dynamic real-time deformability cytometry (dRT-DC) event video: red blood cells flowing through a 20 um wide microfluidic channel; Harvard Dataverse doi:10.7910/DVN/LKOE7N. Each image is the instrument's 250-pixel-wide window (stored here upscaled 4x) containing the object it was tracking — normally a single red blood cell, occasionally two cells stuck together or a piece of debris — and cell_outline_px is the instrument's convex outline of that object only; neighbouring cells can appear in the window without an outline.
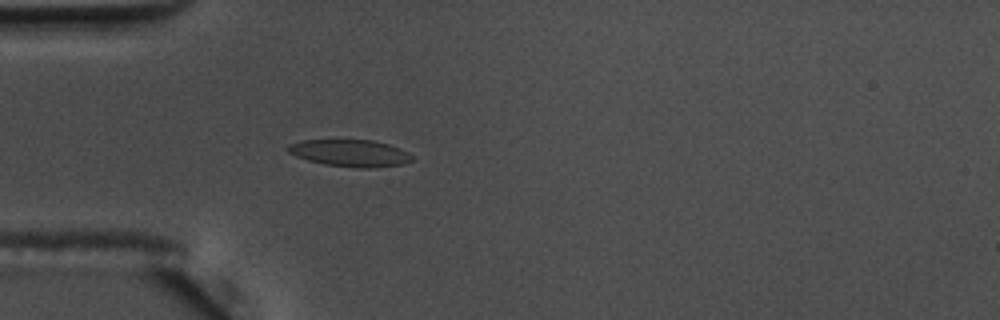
{"species": "common noctule bat (a hibernating species)", "species_latin": "Nyctalus noctula", "temperature_condition": "warm", "stored_images_in_passage": 41, "camera_frame_rate_fps": 3000, "um_per_image_px": 0.085, "animal": {"sex": "male", "body_mass_g": 17.5, "forearm_length_mm": 52.3}, "frame": {"image": 1, "passage_image": 1, "time_ms": 0.0, "image_size_px": [1000, 320], "cell_outline_px": [[412, 160], [404, 164], [372, 168], [360, 168], [324, 164], [308, 160], [296, 156], [288, 152], [288, 144], [300, 140], [372, 140], [388, 144], [400, 148], [408, 152], [412, 156]], "centroid_in_image_um": [29.77, 13.01], "position_along_channel_um": 55.2, "area_um2": 19.48}}
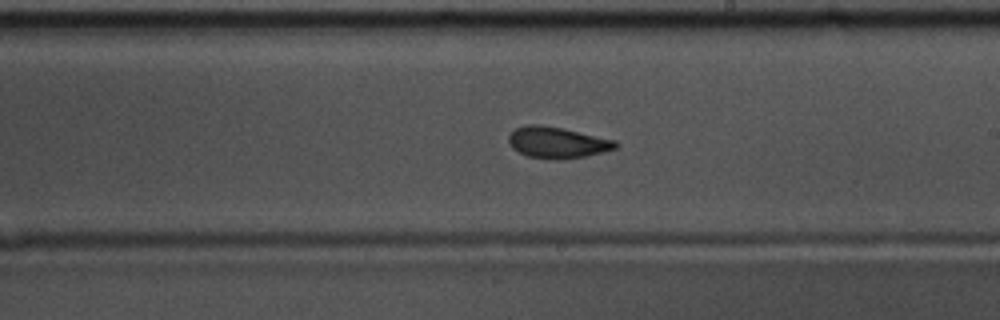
{"frame": {"image": 2, "passage_image": 17, "time_ms": 5.333, "image_size_px": [1000, 320], "cell_outline_px": [[620, 144], [616, 148], [584, 156], [556, 160], [552, 160], [528, 156], [512, 148], [508, 140], [508, 136], [516, 128], [528, 124], [540, 124], [564, 128], [616, 140]], "centroid_in_image_um": [47.37, 12.1], "position_along_channel_um": 241.6, "area_um2": 19.48}}
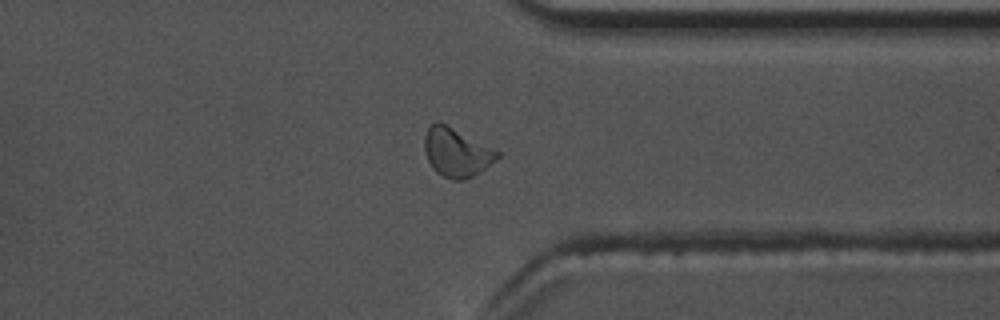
{"frame": {"image": 3, "passage_image": 28, "time_ms": 9.0, "image_size_px": [1000, 320], "cell_outline_px": [[500, 156], [496, 160], [472, 176], [464, 180], [452, 180], [436, 172], [432, 168], [428, 160], [424, 148], [424, 136], [428, 128], [436, 120], [500, 152]], "centroid_in_image_um": [38.77, 12.97], "position_along_channel_um": 372.6, "area_um2": 20.17}, "authors_computed_cell_mechanics": {"area_um2": 19.4786, "velocity_mm_per_s": 3.6217, "shape_relaxation_time_tau1_ms": 8.4123, "shape_relaxation_time_tau2_ms": 1.5066, "deformation_change_tau1": 0.16, "deformation_change_tau2": 0.0818}}